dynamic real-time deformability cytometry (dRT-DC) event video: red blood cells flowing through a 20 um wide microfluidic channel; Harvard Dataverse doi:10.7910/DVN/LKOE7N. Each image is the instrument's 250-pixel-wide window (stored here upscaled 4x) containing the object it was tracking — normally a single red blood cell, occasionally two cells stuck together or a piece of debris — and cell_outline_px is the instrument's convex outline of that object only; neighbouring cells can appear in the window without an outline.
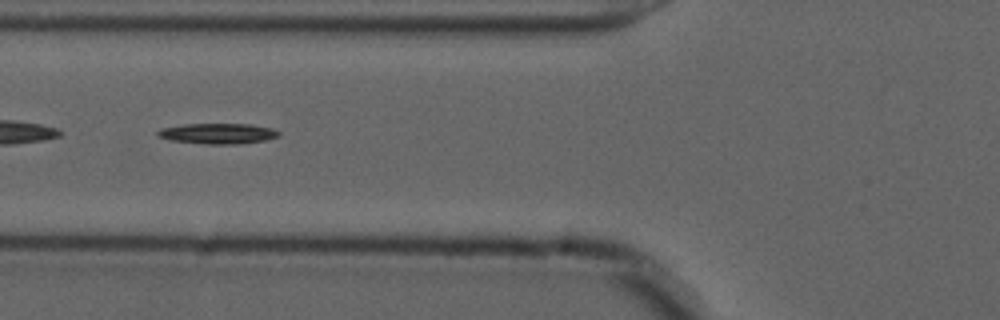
{"species": "common noctule bat (a hibernating species)", "species_latin": "Nyctalus noctula", "temperature_condition": "cold", "stored_images_in_passage": 47, "segment_of_instrument_passage": [2, 2], "camera_frame_rate_fps": 3000, "um_per_image_px": 0.085, "animal": {"sex": "male", "forearm_length_mm": 52.5}, "frame": {"image": 1, "passage_image": 14, "time_ms": 4.333, "image_size_px": [1000, 320], "cell_outline_px": [[280, 136], [264, 140], [236, 144], [204, 144], [172, 140], [156, 136], [156, 132], [160, 128], [184, 124], [248, 124], [272, 128], [280, 132]], "centroid_in_image_um": [18.49, 11.35], "position_along_channel_um": 107.3, "area_um2": 14.45}}
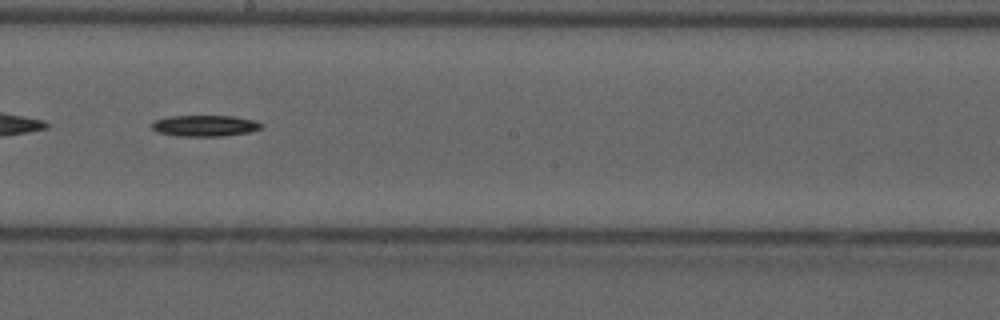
{"frame": {"image": 2, "passage_image": 24, "time_ms": 7.667, "image_size_px": [1000, 320], "cell_outline_px": [[260, 128], [248, 132], [220, 136], [176, 136], [156, 132], [152, 128], [152, 120], [168, 116], [232, 116], [256, 120], [260, 124]], "centroid_in_image_um": [17.32, 10.68], "position_along_channel_um": 230.9, "area_um2": 13.47}}
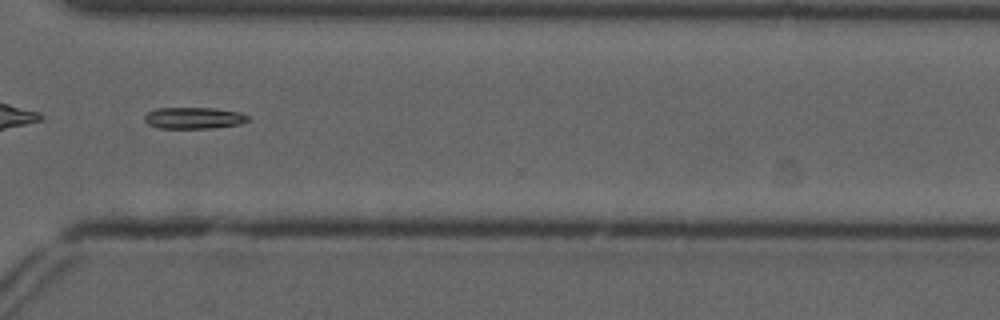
{"frame": {"image": 3, "passage_image": 34, "time_ms": 11.0, "image_size_px": [1000, 320], "cell_outline_px": [[252, 120], [240, 124], [212, 128], [156, 128], [148, 124], [144, 120], [144, 116], [148, 112], [156, 108], [216, 108], [240, 112], [248, 116]], "centroid_in_image_um": [16.49, 10.03], "position_along_channel_um": 354.1, "area_um2": 13.12}}